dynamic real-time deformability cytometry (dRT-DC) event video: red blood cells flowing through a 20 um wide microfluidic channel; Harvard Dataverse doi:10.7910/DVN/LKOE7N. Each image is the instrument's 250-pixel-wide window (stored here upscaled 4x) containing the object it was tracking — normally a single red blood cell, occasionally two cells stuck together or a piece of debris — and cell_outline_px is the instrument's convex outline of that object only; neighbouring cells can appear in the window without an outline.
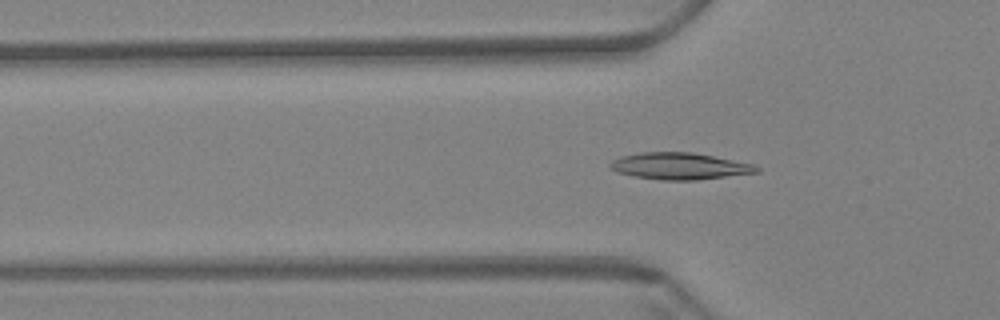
{"species": "Egyptian fruit bat (a non-hibernating species)", "species_latin": "Rousettus aegyptiacus", "temperature_condition": "warm", "stored_images_in_passage": 60, "camera_frame_rate_fps": 3000, "um_per_image_px": 0.085, "animal": {"sex": "female"}, "frame": {"image": 1, "passage_image": 20, "time_ms": 6.333, "image_size_px": [1000, 320], "cell_outline_px": [[760, 172], [696, 180], [664, 180], [636, 176], [616, 172], [608, 164], [612, 160], [620, 156], [640, 152], [692, 152], [752, 164], [760, 168]], "centroid_in_image_um": [57.74, 14.11], "position_along_channel_um": 68.1, "area_um2": 22.6}}
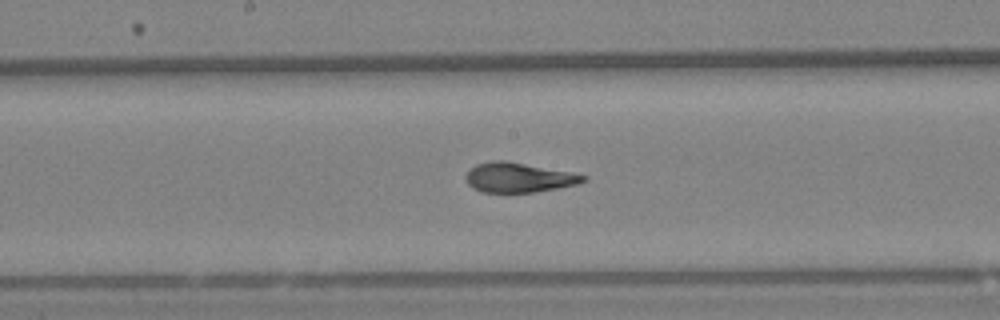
{"frame": {"image": 2, "passage_image": 32, "time_ms": 10.333, "image_size_px": [1000, 320], "cell_outline_px": [[588, 180], [576, 184], [556, 188], [532, 192], [480, 192], [472, 188], [468, 184], [464, 176], [476, 164], [492, 160], [504, 160], [568, 172], [588, 176]], "centroid_in_image_um": [44.04, 15.09], "position_along_channel_um": 204.2, "area_um2": 20.06}}
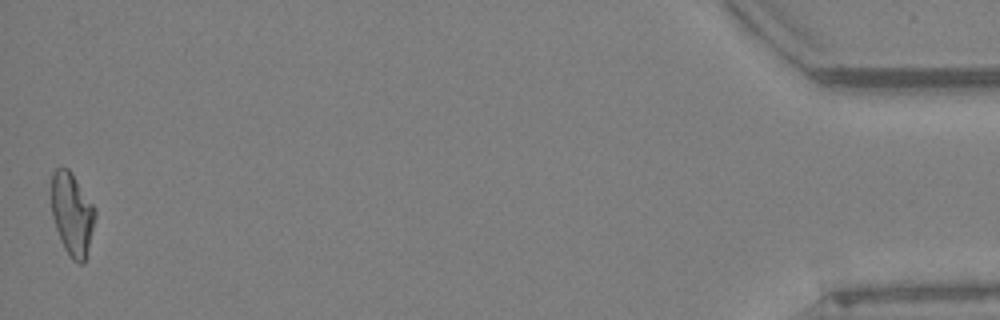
{"frame": {"image": 3, "passage_image": 60, "time_ms": 19.667, "image_size_px": [1000, 320], "cell_outline_px": [[96, 216], [84, 264], [80, 264], [72, 260], [64, 248], [60, 240], [52, 216], [52, 172], [56, 168], [68, 168], [72, 172], [96, 208]], "centroid_in_image_um": [6.14, 18.19], "position_along_channel_um": 429.1, "area_um2": 21.15}, "authors_computed_cell_mechanics": {"area_um2": 21.0103, "velocity_mm_per_s": 3.411, "shape_relaxation_time_tau1_ms": null, "shape_relaxation_time_tau2_ms": 1.2798, "deformation_change_tau1": null, "deformation_change_tau2": 0.0674}}